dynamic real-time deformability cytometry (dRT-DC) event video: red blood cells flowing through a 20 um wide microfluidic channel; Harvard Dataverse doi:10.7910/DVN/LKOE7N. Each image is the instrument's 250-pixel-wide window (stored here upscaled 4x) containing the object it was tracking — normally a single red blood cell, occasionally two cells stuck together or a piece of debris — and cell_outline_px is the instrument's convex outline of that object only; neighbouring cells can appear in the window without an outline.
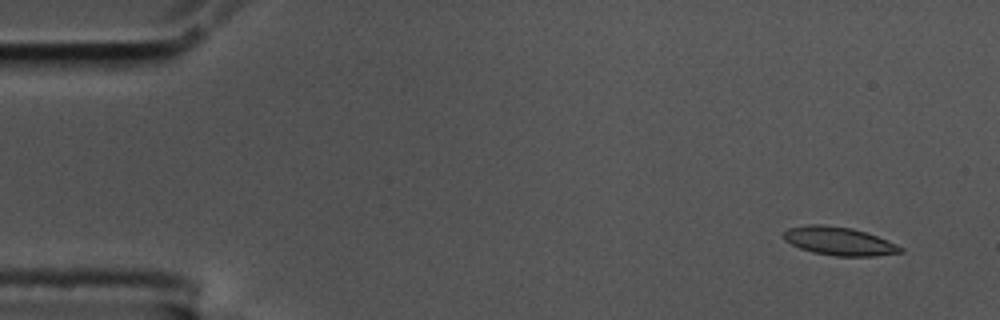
{"species": "common noctule bat (a hibernating species)", "species_latin": "Nyctalus noctula", "temperature_condition": "cold", "stored_images_in_passage": 8, "camera_frame_rate_fps": 3000, "um_per_image_px": 0.085, "animal": {"sex": "male", "body_mass_g": 17.5, "forearm_length_mm": 52.3}, "frame": {"image": 1, "passage_image": 1, "time_ms": 0.0, "image_size_px": [1000, 320], "cell_outline_px": [[904, 252], [872, 256], [836, 256], [812, 252], [800, 248], [784, 240], [780, 236], [788, 228], [808, 224], [824, 224], [852, 228], [888, 240], [904, 248]], "centroid_in_image_um": [71.29, 20.49], "position_along_channel_um": 13.7, "area_um2": 19.36}}
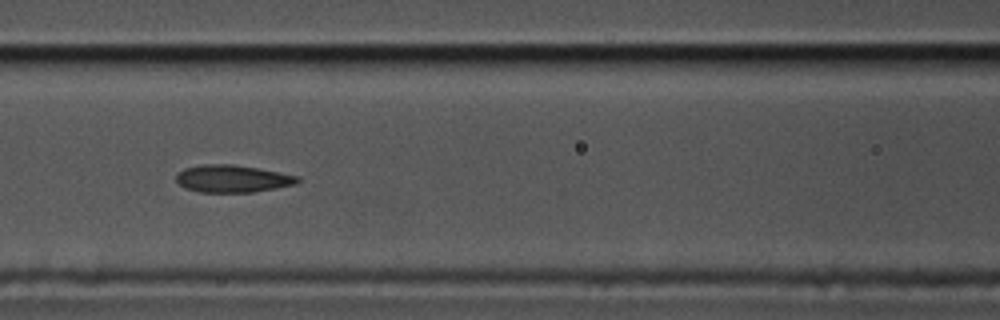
{"frame": {"image": 2, "passage_image": 7, "time_ms": 2.0, "image_size_px": [1000, 320], "cell_outline_px": [[300, 180], [296, 184], [276, 188], [252, 192], [200, 192], [184, 188], [176, 180], [176, 176], [184, 168], [204, 164], [232, 164], [256, 168], [300, 176]], "centroid_in_image_um": [19.76, 15.19], "position_along_channel_um": 146.8, "area_um2": 19.25}}
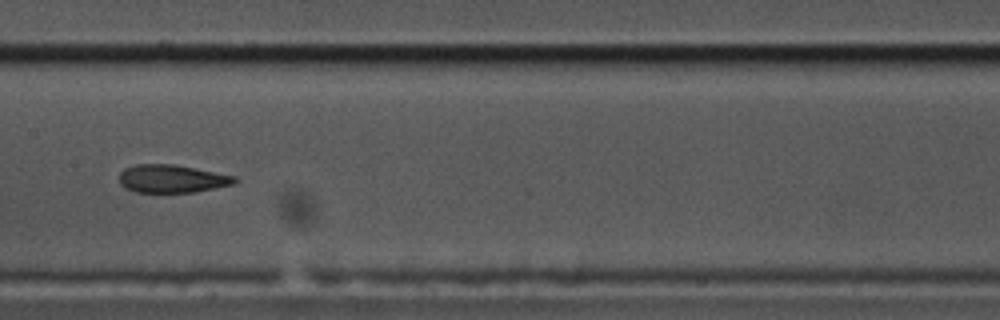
{"frame": {"image": 3, "passage_image": 8, "time_ms": 2.333, "image_size_px": [1000, 320], "cell_outline_px": [[236, 184], [196, 192], [136, 192], [124, 188], [120, 184], [120, 172], [124, 168], [136, 164], [172, 164], [236, 176]], "centroid_in_image_um": [14.6, 15.2], "position_along_channel_um": 192.8, "area_um2": 18.84}}